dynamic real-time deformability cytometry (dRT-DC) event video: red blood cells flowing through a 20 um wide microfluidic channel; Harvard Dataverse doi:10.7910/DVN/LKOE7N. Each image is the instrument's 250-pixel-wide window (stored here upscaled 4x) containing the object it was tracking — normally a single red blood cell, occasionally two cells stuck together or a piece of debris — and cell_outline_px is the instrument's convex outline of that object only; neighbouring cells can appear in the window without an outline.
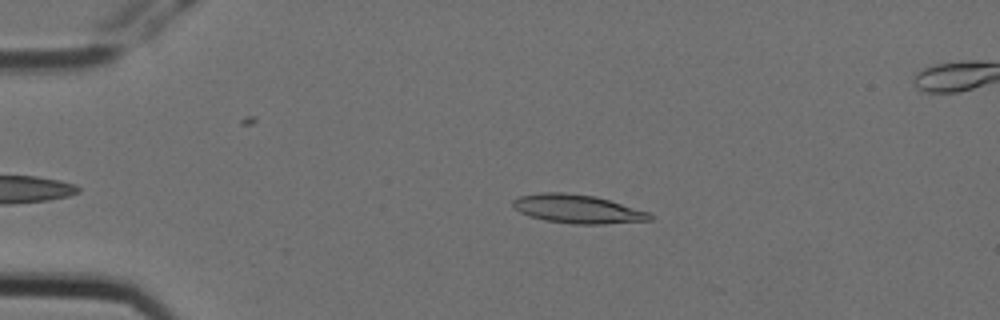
{"species": "Egyptian fruit bat (a non-hibernating species)", "species_latin": "Rousettus aegyptiacus", "temperature_condition": "cold", "stored_images_in_passage": 5, "camera_frame_rate_fps": 3000, "um_per_image_px": 0.085, "animal": {"sex": "female"}, "frame": {"image": 1, "passage_image": 2, "time_ms": 0.333, "image_size_px": [1000, 320], "cell_outline_px": [[652, 220], [604, 224], [572, 224], [544, 220], [528, 216], [520, 212], [512, 204], [512, 200], [520, 196], [540, 192], [564, 192], [596, 196], [648, 212], [652, 216]], "centroid_in_image_um": [49.06, 17.76], "position_along_channel_um": 35.9, "area_um2": 22.83}}